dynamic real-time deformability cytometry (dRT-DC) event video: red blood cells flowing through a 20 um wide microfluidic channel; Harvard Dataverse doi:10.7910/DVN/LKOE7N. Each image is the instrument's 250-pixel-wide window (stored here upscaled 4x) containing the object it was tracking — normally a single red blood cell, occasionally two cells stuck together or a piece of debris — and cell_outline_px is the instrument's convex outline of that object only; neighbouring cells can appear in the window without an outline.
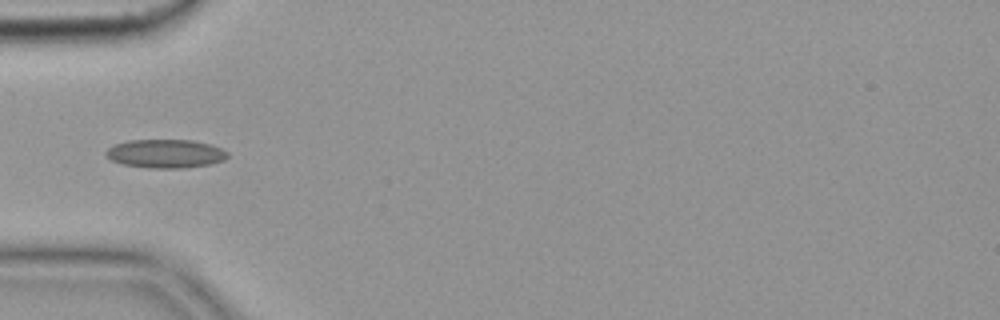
{"species": "common noctule bat (a hibernating species)", "species_latin": "Nyctalus noctula", "temperature_condition": "cold", "stored_images_in_passage": 38, "camera_frame_rate_fps": 3000, "um_per_image_px": 0.085, "animal": {"sex": "female", "body_mass_g": 19.9}, "frame": {"image": 1, "passage_image": 1, "time_ms": 0.0, "image_size_px": [1000, 320], "cell_outline_px": [[228, 156], [224, 160], [208, 164], [184, 168], [152, 168], [124, 164], [112, 160], [104, 152], [108, 148], [116, 144], [128, 140], [192, 140], [212, 144], [228, 152]], "centroid_in_image_um": [14.09, 13.05], "position_along_channel_um": 70.9, "area_um2": 20.11}, "authors_computed_cell_mechanics": {"area_um2": 18.5827, "velocity_mm_per_s": 3.635, "shape_relaxation_time_tau1_ms": null, "shape_relaxation_time_tau2_ms": 3.2161, "deformation_change_tau1": null, "deformation_change_tau2": 0.0845}}